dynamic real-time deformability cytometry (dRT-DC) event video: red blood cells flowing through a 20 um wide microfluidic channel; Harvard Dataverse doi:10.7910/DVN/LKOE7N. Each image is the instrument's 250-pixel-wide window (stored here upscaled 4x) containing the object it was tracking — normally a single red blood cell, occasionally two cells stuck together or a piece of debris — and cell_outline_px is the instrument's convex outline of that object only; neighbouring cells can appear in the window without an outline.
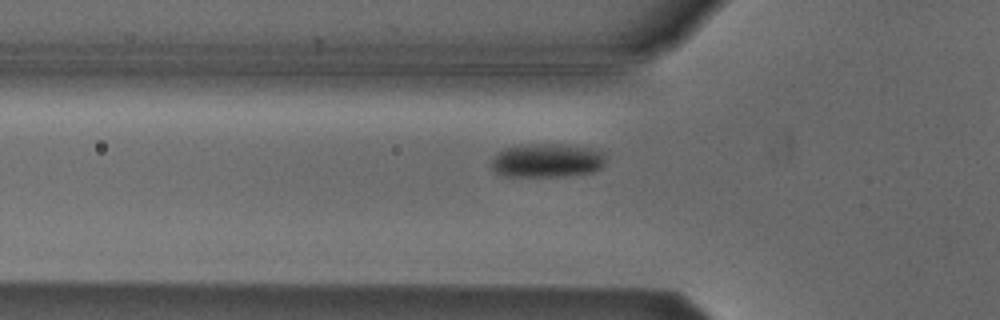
{"species": "Egyptian fruit bat (a non-hibernating species)", "species_latin": "Rousettus aegyptiacus", "temperature_condition": "cold", "stored_images_in_passage": 39, "camera_frame_rate_fps": 3000, "um_per_image_px": 0.085, "animal": {"sex": "male"}, "frame": {"image": 1, "passage_image": 10, "time_ms": 3.0, "image_size_px": [1000, 320], "cell_outline_px": [[604, 164], [600, 168], [592, 172], [564, 176], [504, 176], [496, 172], [492, 168], [492, 156], [496, 152], [504, 148], [528, 144], [560, 144], [592, 148], [604, 152]], "centroid_in_image_um": [46.47, 13.63], "position_along_channel_um": 79.3, "area_um2": 22.6}}
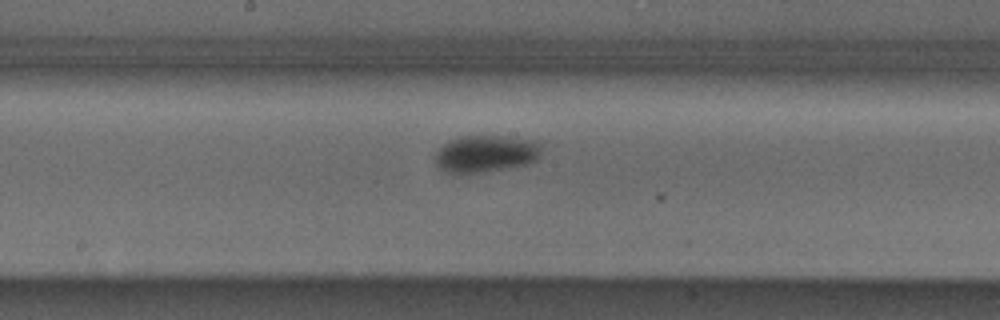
{"frame": {"image": 2, "passage_image": 20, "time_ms": 6.333, "image_size_px": [1000, 320], "cell_outline_px": [[540, 156], [536, 160], [528, 164], [484, 172], [448, 172], [440, 168], [436, 164], [436, 152], [444, 144], [460, 136], [500, 136], [536, 140], [540, 144]], "centroid_in_image_um": [41.33, 13.05], "position_along_channel_um": 206.9, "area_um2": 22.66}}
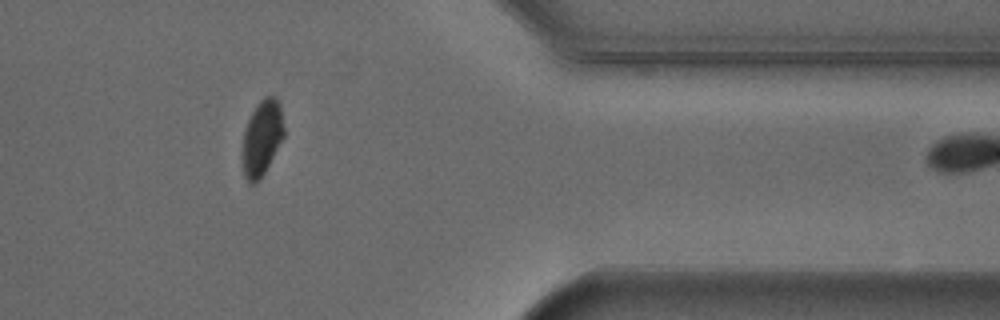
{"frame": {"image": 3, "passage_image": 36, "time_ms": 11.667, "image_size_px": [1000, 320], "cell_outline_px": [[284, 136], [260, 180], [256, 184], [252, 184], [244, 176], [244, 128], [256, 104], [264, 96], [276, 96], [280, 104], [284, 128]], "centroid_in_image_um": [22.29, 11.67], "position_along_channel_um": 389.1, "area_um2": 17.98}, "authors_computed_cell_mechanics": {"area_um2": 22.5998, "velocity_mm_per_s": 3.8306, "shape_relaxation_time_tau1_ms": 2.1899, "shape_relaxation_time_tau2_ms": null, "deformation_change_tau1": 0.0737, "deformation_change_tau2": null}}